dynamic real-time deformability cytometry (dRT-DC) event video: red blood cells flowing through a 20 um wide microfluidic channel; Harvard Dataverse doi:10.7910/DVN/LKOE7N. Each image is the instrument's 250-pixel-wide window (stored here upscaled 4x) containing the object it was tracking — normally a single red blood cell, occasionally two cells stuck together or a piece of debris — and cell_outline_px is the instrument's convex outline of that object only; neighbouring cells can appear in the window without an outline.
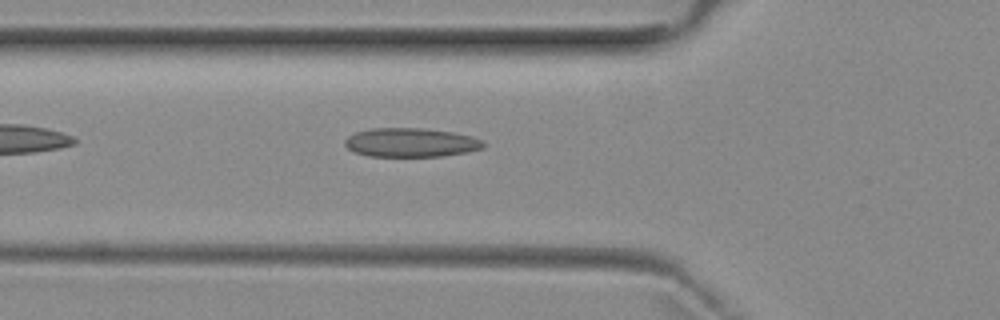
{"species": "common noctule bat (a hibernating species)", "species_latin": "Nyctalus noctula", "temperature_condition": "room temperature", "stored_images_in_passage": 6, "camera_frame_rate_fps": 3000, "um_per_image_px": 0.085, "animal": {"sex": "female", "body_mass_g": 29.2, "forearm_length_mm": 56.3}, "frame": {"image": 1, "passage_image": 6, "time_ms": 5.667, "image_size_px": [1000, 320], "cell_outline_px": [[484, 148], [464, 152], [440, 156], [368, 156], [356, 152], [348, 148], [344, 144], [344, 140], [348, 136], [356, 132], [368, 128], [424, 128], [452, 132], [472, 136], [480, 140], [484, 144]], "centroid_in_image_um": [34.88, 12.1], "position_along_channel_um": 90.9, "area_um2": 23.24}}